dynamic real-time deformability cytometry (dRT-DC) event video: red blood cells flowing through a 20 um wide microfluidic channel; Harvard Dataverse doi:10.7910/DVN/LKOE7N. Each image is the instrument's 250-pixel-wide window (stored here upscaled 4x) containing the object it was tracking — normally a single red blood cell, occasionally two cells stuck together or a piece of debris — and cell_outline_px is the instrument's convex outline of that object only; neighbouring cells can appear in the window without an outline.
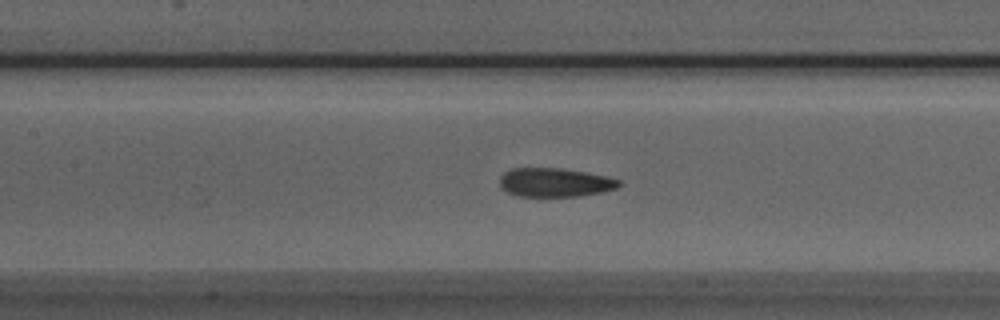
{"species": "Egyptian fruit bat (a non-hibernating species)", "species_latin": "Rousettus aegyptiacus", "temperature_condition": "room temperature", "stored_images_in_passage": 46, "camera_frame_rate_fps": 3000, "um_per_image_px": 0.085, "animal": {"sex": "male"}, "frame": {"image": 1, "passage_image": 17, "time_ms": 5.333, "image_size_px": [1000, 320], "cell_outline_px": [[620, 184], [616, 188], [600, 192], [576, 196], [516, 196], [500, 188], [500, 176], [504, 172], [512, 168], [560, 168], [584, 172], [604, 176], [620, 180]], "centroid_in_image_um": [47.1, 15.5], "position_along_channel_um": 160.3, "area_um2": 19.83}}
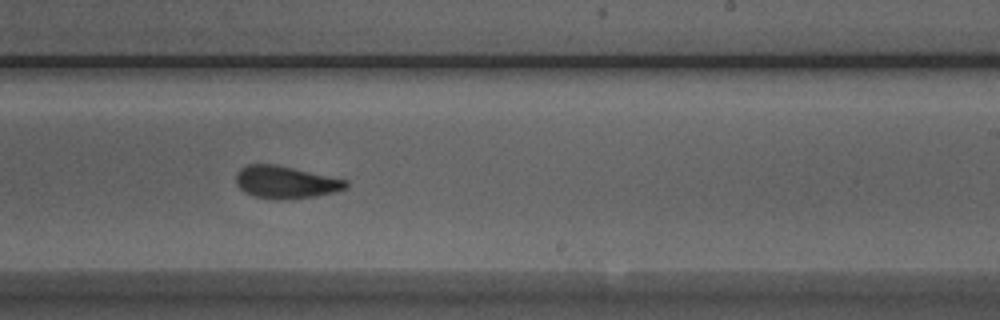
{"frame": {"image": 2, "passage_image": 25, "time_ms": 8.0, "image_size_px": [1000, 320], "cell_outline_px": [[348, 184], [344, 188], [336, 192], [316, 196], [292, 200], [280, 200], [252, 196], [244, 192], [236, 184], [236, 172], [240, 168], [248, 164], [276, 164], [348, 180]], "centroid_in_image_um": [24.26, 15.5], "position_along_channel_um": 264.7, "area_um2": 21.04}}
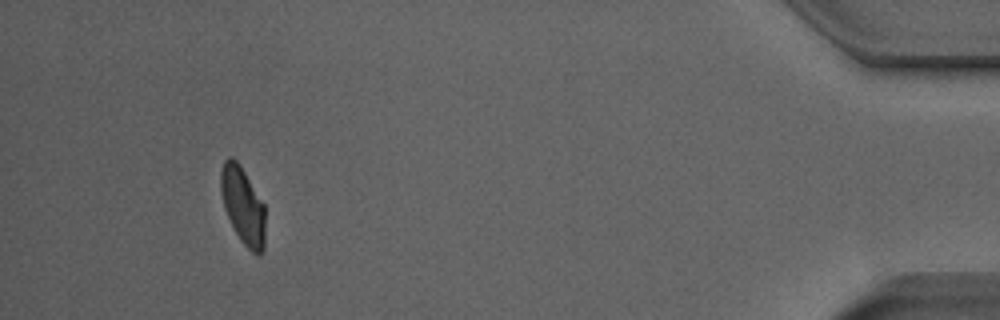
{"frame": {"image": 3, "passage_image": 42, "time_ms": 13.667, "image_size_px": [1000, 320], "cell_outline_px": [[264, 248], [260, 256], [256, 256], [240, 240], [224, 208], [220, 192], [220, 172], [224, 160], [228, 156], [232, 156], [240, 164], [264, 204]], "centroid_in_image_um": [20.63, 17.45], "position_along_channel_um": 414.6, "area_um2": 20.0}, "authors_computed_cell_mechanics": {"area_um2": 20.8947, "velocity_mm_per_s": 3.93, "shape_relaxation_time_tau1_ms": 4.053, "shape_relaxation_time_tau2_ms": 1.5901, "deformation_change_tau1": 0.1508, "deformation_change_tau2": 0.0658}}